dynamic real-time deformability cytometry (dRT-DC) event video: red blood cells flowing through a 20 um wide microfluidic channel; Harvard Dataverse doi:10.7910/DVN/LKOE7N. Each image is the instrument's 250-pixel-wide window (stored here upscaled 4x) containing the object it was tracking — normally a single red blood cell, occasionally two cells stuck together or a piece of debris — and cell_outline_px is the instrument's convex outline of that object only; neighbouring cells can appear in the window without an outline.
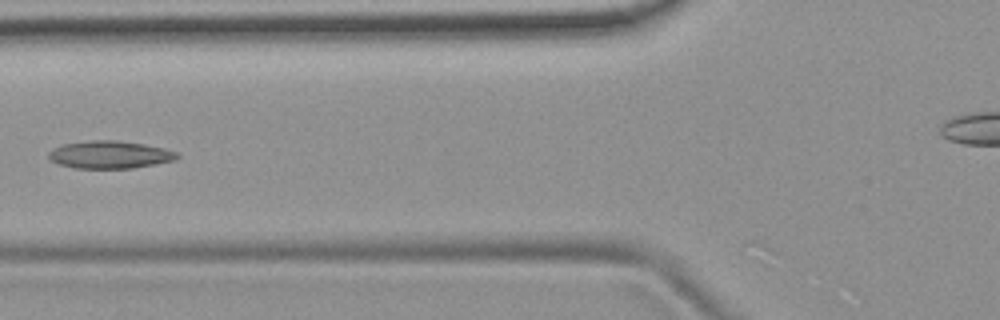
{"species": "common noctule bat (a hibernating species)", "species_latin": "Nyctalus noctula", "temperature_condition": "room temperature", "stored_images_in_passage": 7, "segment_of_instrument_passage": [1, 2], "camera_frame_rate_fps": 3000, "um_per_image_px": 0.085, "animal": {"sex": "female", "body_mass_g": 19.9}, "frame": {"image": 1, "passage_image": 6, "time_ms": 6.0, "image_size_px": [1000, 320], "cell_outline_px": [[180, 156], [176, 160], [156, 164], [132, 168], [72, 168], [60, 164], [52, 160], [48, 156], [48, 152], [52, 148], [64, 144], [92, 140], [116, 140], [144, 144], [164, 148], [176, 152]], "centroid_in_image_um": [9.35, 13.15], "position_along_channel_um": 116.5, "area_um2": 20.63}}